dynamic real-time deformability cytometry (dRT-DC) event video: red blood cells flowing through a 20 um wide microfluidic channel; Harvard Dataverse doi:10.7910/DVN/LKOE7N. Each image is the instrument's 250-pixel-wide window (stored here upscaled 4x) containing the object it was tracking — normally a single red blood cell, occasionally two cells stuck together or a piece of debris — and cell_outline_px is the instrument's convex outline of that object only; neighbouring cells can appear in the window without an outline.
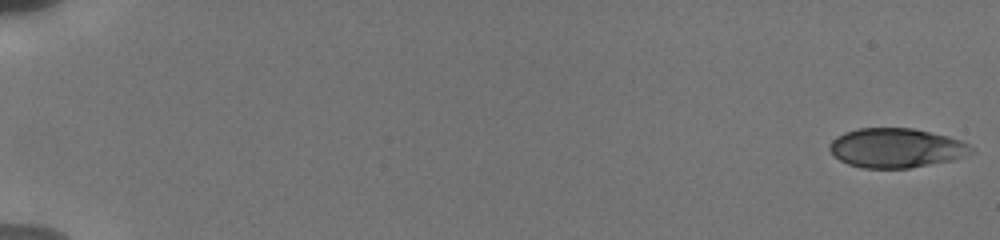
{"species": "human", "species_latin": "Homo sapiens", "temperature_condition": "cold", "stored_images_in_passage": 19, "camera_frame_rate_fps": 3000, "um_per_image_px": 0.085, "donor": {"sex": "male"}, "frame": {"image": 1, "passage_image": 1, "time_ms": 0.0, "image_size_px": [1000, 240], "cell_outline_px": [[976, 152], [952, 160], [908, 168], [864, 168], [848, 164], [832, 156], [828, 148], [828, 144], [836, 136], [844, 132], [856, 128], [912, 128], [932, 132], [948, 136], [960, 140], [976, 148]], "centroid_in_image_um": [76.16, 12.57], "position_along_channel_um": 8.8, "area_um2": 32.89}}
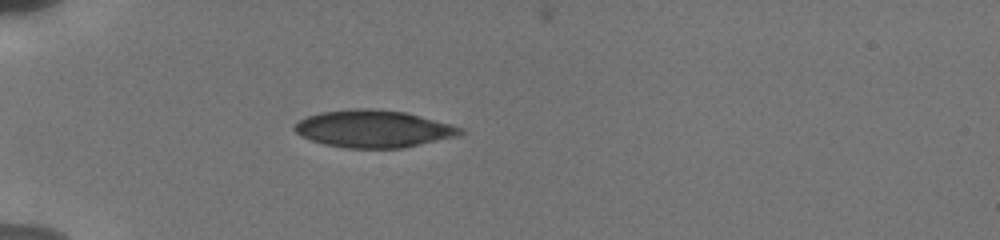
{"frame": {"image": 2, "passage_image": 14, "time_ms": 5.667, "image_size_px": [1000, 240], "cell_outline_px": [[468, 132], [464, 136], [404, 148], [348, 148], [324, 144], [312, 140], [296, 132], [292, 128], [300, 120], [308, 116], [320, 112], [352, 108], [368, 108], [404, 112], [420, 116], [464, 128]], "centroid_in_image_um": [31.84, 10.96], "position_along_channel_um": 53.2, "area_um2": 36.3}}
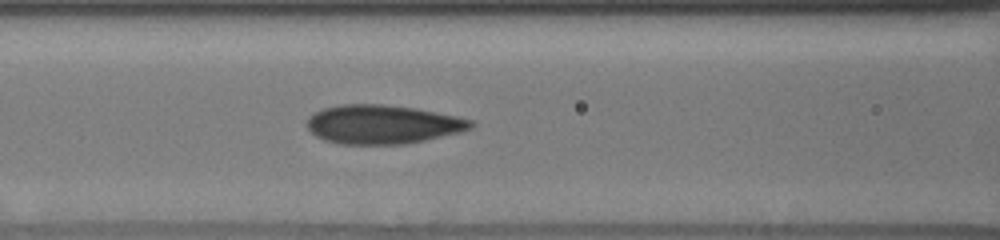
{"frame": {"image": 3, "passage_image": 19, "time_ms": 8.333, "image_size_px": [1000, 240], "cell_outline_px": [[476, 124], [472, 128], [460, 132], [408, 144], [340, 144], [324, 140], [316, 136], [308, 128], [308, 116], [324, 108], [340, 104], [384, 104], [416, 108], [456, 116], [472, 120]], "centroid_in_image_um": [32.54, 10.57], "position_along_channel_um": 134.1, "area_um2": 37.22}}